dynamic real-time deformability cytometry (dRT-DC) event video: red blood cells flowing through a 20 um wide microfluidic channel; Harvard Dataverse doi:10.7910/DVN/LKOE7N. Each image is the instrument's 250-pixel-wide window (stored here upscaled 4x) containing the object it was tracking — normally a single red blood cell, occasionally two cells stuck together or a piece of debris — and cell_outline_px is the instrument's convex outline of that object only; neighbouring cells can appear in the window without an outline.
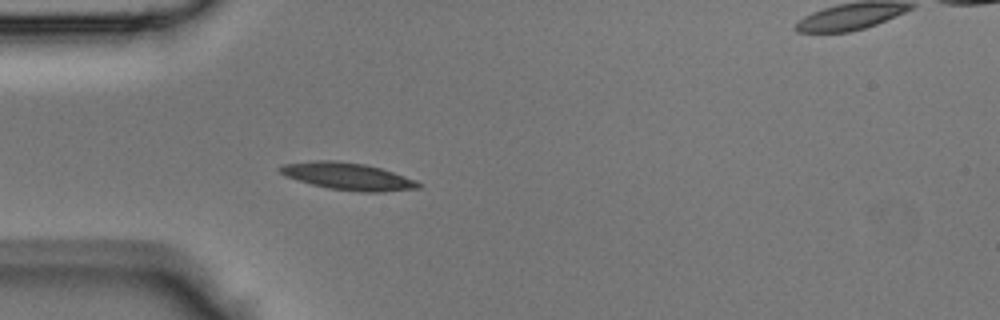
{"species": "Egyptian fruit bat (a non-hibernating species)", "species_latin": "Rousettus aegyptiacus", "temperature_condition": "room temperature", "stored_images_in_passage": 33, "camera_frame_rate_fps": 3000, "um_per_image_px": 0.085, "animal": {"sex": "male"}, "frame": {"image": 1, "passage_image": 1, "time_ms": 0.0, "image_size_px": [1000, 320], "cell_outline_px": [[424, 184], [420, 188], [384, 192], [360, 192], [328, 188], [312, 184], [284, 176], [276, 168], [284, 164], [312, 160], [336, 160], [364, 164], [380, 168], [416, 180]], "centroid_in_image_um": [29.56, 14.99], "position_along_channel_um": 55.4, "area_um2": 22.02}}
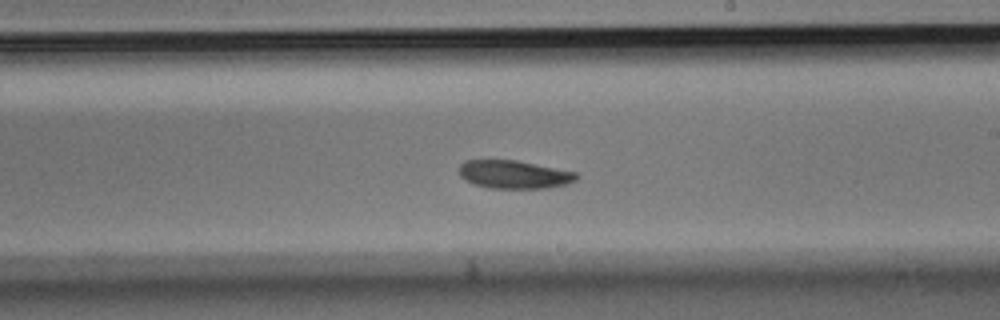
{"frame": {"image": 2, "passage_image": 14, "time_ms": 4.333, "image_size_px": [1000, 320], "cell_outline_px": [[580, 176], [576, 180], [568, 184], [548, 188], [488, 188], [464, 180], [460, 176], [460, 164], [464, 160], [516, 160], [576, 172]], "centroid_in_image_um": [43.71, 14.83], "position_along_channel_um": 245.3, "area_um2": 19.31}}
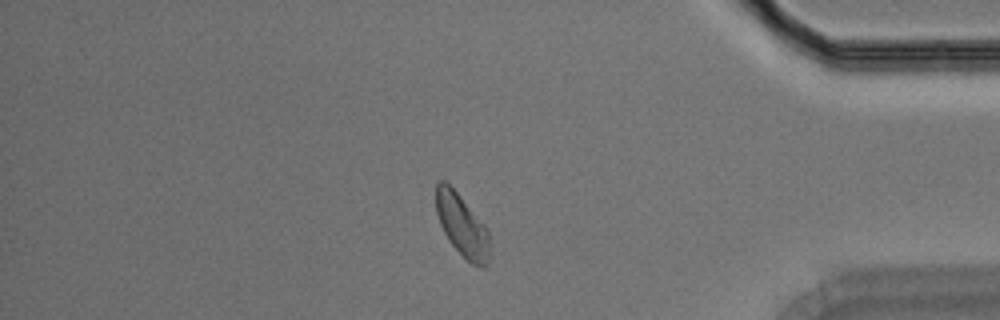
{"frame": {"image": 3, "passage_image": 26, "time_ms": 8.333, "image_size_px": [1000, 320], "cell_outline_px": [[492, 244], [488, 260], [484, 268], [472, 264], [448, 240], [440, 224], [436, 212], [436, 184], [440, 180], [444, 180], [456, 192], [488, 228]], "centroid_in_image_um": [39.31, 19.18], "position_along_channel_um": 395.9, "area_um2": 19.42}}